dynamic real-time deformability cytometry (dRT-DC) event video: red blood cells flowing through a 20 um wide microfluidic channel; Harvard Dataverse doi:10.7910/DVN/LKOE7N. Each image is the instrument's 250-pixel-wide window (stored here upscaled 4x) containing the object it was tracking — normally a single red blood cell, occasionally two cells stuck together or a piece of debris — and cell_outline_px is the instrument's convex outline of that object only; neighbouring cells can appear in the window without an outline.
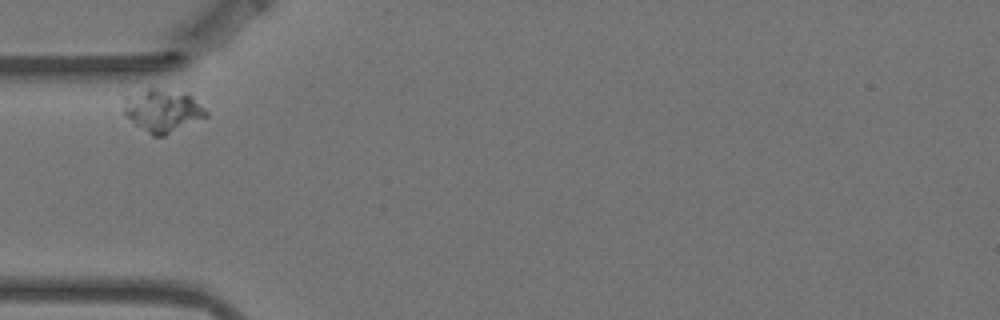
{"species": "Egyptian fruit bat (a non-hibernating species)", "species_latin": "Rousettus aegyptiacus", "temperature_condition": "warm", "stored_images_in_passage": 3, "camera_frame_rate_fps": 3000, "um_per_image_px": 0.085, "animal": {"sex": "female"}, "frame": {"image": 1, "passage_image": 1, "time_ms": 0.0, "image_size_px": [1000, 320], "cell_outline_px": [[208, 116], [164, 136], [152, 136], [124, 116], [124, 96], [148, 88], [156, 88], [192, 96], [208, 112]], "centroid_in_image_um": [13.79, 9.42], "position_along_channel_um": 71.2, "area_um2": 20.35}}
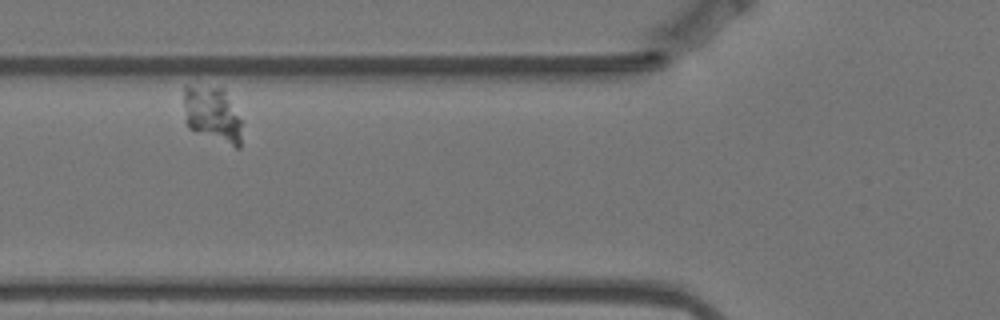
{"frame": {"image": 2, "passage_image": 2, "time_ms": 0.333, "image_size_px": [1000, 320], "cell_outline_px": [[240, 148], [236, 148], [196, 132], [188, 128], [184, 120], [184, 84], [188, 84], [224, 88], [240, 120]], "centroid_in_image_um": [17.99, 9.69], "position_along_channel_um": 107.8, "area_um2": 19.02}}